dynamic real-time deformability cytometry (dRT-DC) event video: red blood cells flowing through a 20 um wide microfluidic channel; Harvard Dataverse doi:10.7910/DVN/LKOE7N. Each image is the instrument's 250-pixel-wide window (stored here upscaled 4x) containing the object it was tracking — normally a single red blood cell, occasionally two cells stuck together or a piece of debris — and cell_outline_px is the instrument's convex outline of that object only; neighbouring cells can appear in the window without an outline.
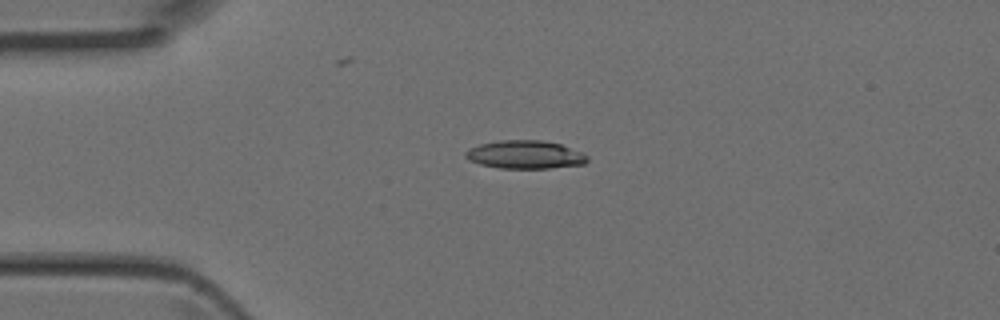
{"species": "Egyptian fruit bat (a non-hibernating species)", "species_latin": "Rousettus aegyptiacus", "temperature_condition": "room temperature", "stored_images_in_passage": 1, "camera_frame_rate_fps": 3000, "um_per_image_px": 0.085, "animal": {"sex": "female"}, "frame": {"image": 1, "passage_image": 1, "time_ms": 0.0, "image_size_px": [1000, 320], "cell_outline_px": [[588, 160], [584, 164], [548, 168], [500, 168], [480, 164], [464, 156], [464, 152], [468, 148], [480, 144], [500, 140], [540, 140], [560, 144], [580, 152], [588, 156]], "centroid_in_image_um": [44.61, 13.14], "position_along_channel_um": 40.4, "area_um2": 19.83}}